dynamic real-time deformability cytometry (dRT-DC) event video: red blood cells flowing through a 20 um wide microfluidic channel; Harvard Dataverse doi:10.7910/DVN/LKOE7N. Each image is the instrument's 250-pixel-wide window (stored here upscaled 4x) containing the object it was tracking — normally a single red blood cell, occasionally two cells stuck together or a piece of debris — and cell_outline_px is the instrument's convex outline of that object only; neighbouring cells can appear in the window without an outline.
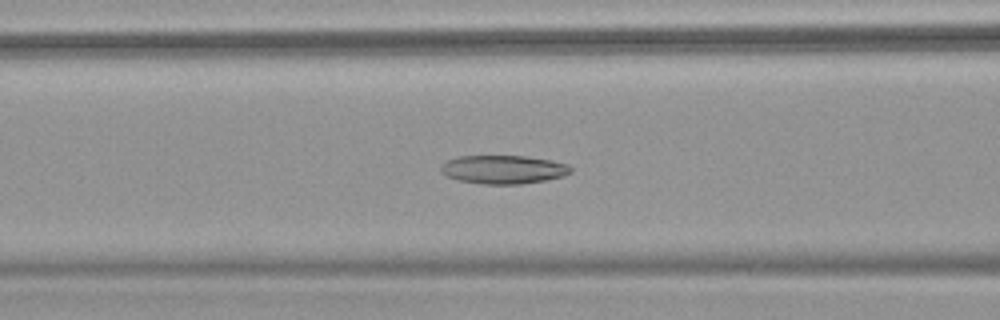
{"species": "common noctule bat (a hibernating species)", "species_latin": "Nyctalus noctula", "temperature_condition": "warm", "stored_images_in_passage": 55, "camera_frame_rate_fps": 3000, "um_per_image_px": 0.085, "animal": {"sex": "female", "body_mass_g": 18.4}, "frame": {"image": 1, "passage_image": 23, "time_ms": 7.333, "image_size_px": [1000, 320], "cell_outline_px": [[572, 172], [560, 176], [544, 180], [520, 184], [484, 184], [460, 180], [448, 176], [440, 172], [440, 168], [448, 160], [456, 156], [524, 156], [548, 160], [568, 164], [572, 168]], "centroid_in_image_um": [42.77, 14.4], "position_along_channel_um": 123.8, "area_um2": 21.27}}
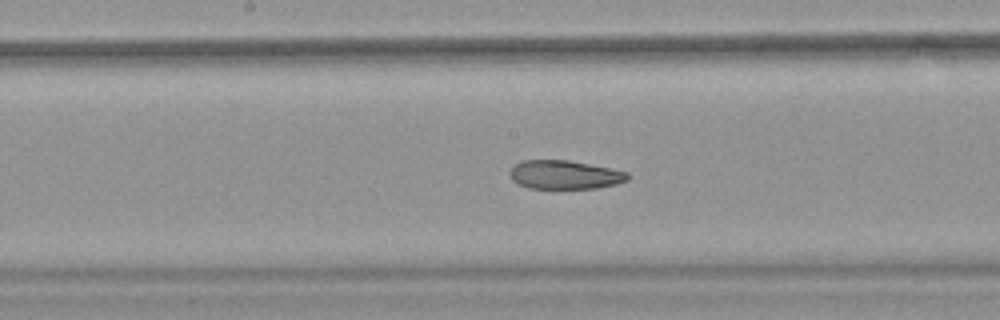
{"frame": {"image": 2, "passage_image": 29, "time_ms": 9.333, "image_size_px": [1000, 320], "cell_outline_px": [[628, 180], [616, 184], [596, 188], [528, 188], [512, 180], [508, 172], [512, 164], [520, 160], [568, 160], [612, 168], [628, 172]], "centroid_in_image_um": [47.96, 14.84], "position_along_channel_um": 200.2, "area_um2": 19.88}}
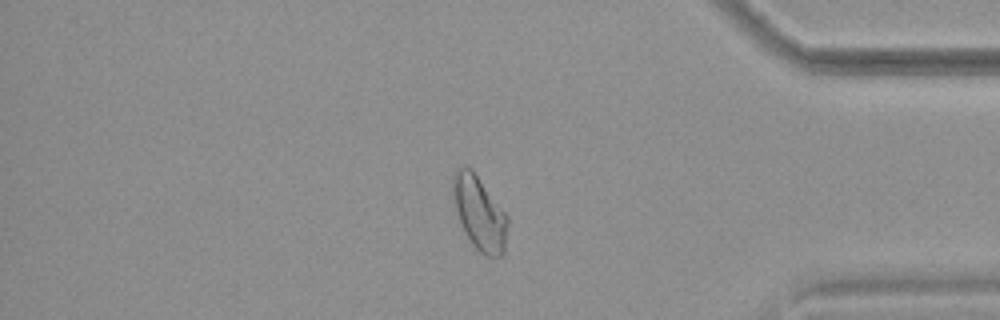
{"frame": {"image": 3, "passage_image": 46, "time_ms": 15.0, "image_size_px": [1000, 320], "cell_outline_px": [[508, 224], [504, 252], [500, 256], [484, 256], [472, 244], [464, 232], [456, 212], [452, 188], [452, 176], [460, 168], [472, 168], [508, 216]], "centroid_in_image_um": [40.76, 18.13], "position_along_channel_um": 394.4, "area_um2": 23.41}}